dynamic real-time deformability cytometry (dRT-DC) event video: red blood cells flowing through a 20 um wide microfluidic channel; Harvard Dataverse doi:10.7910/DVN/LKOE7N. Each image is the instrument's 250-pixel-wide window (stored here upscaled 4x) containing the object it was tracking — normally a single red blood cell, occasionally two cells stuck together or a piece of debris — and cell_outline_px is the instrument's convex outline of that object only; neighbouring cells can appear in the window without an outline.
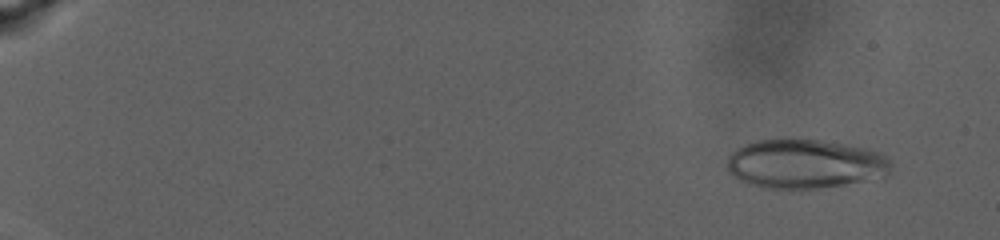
{"species": "human", "species_latin": "Homo sapiens", "temperature_condition": "warm", "stored_images_in_passage": 92, "camera_frame_rate_fps": 3000, "um_per_image_px": 0.085, "donor": {"sex": "male"}, "frame": {"image": 1, "passage_image": 8, "time_ms": 2.333, "image_size_px": [1000, 240], "cell_outline_px": [[892, 164], [888, 176], [844, 184], [820, 188], [792, 192], [760, 188], [748, 184], [740, 180], [728, 172], [728, 156], [736, 148], [744, 144], [756, 140], [836, 140], [868, 148], [880, 152]], "centroid_in_image_um": [68.43, 13.96], "position_along_channel_um": 16.6, "area_um2": 48.21}}
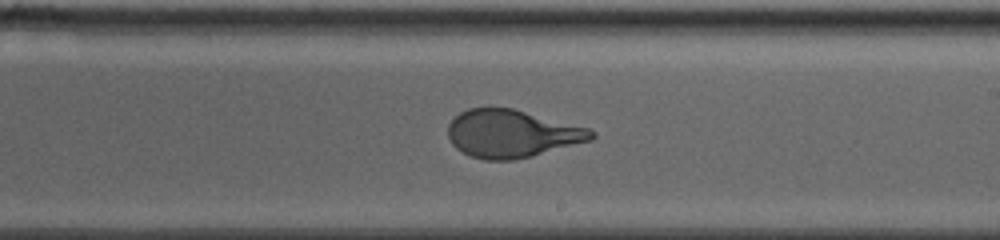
{"frame": {"image": 2, "passage_image": 60, "time_ms": 19.667, "image_size_px": [1000, 240], "cell_outline_px": [[596, 136], [592, 140], [532, 156], [512, 160], [484, 160], [472, 156], [456, 148], [452, 144], [448, 136], [448, 124], [460, 112], [468, 108], [512, 108], [588, 128], [596, 132]], "centroid_in_image_um": [43.51, 11.37], "position_along_channel_um": 245.5, "area_um2": 39.65}}
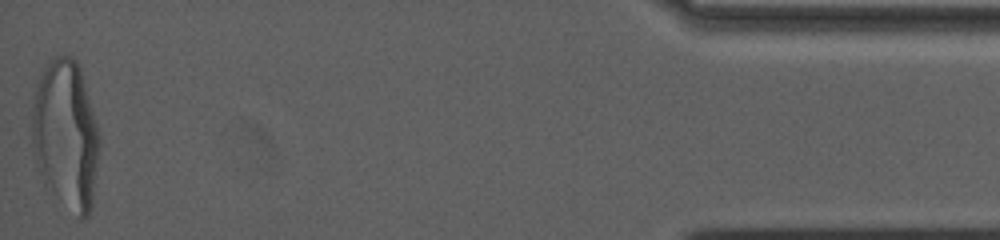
{"frame": {"image": 3, "passage_image": 92, "time_ms": 30.333, "image_size_px": [1000, 240], "cell_outline_px": [[100, 144], [92, 208], [88, 216], [84, 220], [80, 220], [44, 184], [36, 164], [32, 140], [32, 104], [36, 88], [40, 76], [44, 68], [56, 56], [72, 56], [76, 60], [80, 68], [92, 108], [100, 136]], "centroid_in_image_um": [5.6, 11.5], "position_along_channel_um": 429.6, "area_um2": 58.67}, "authors_computed_cell_mechanics": {"area_um2": 44.9395, "velocity_mm_per_s": 2.3934, "shape_relaxation_time_tau1_ms": 7.5395, "shape_relaxation_time_tau2_ms": null, "deformation_change_tau1": 0.2752, "deformation_change_tau2": null}}